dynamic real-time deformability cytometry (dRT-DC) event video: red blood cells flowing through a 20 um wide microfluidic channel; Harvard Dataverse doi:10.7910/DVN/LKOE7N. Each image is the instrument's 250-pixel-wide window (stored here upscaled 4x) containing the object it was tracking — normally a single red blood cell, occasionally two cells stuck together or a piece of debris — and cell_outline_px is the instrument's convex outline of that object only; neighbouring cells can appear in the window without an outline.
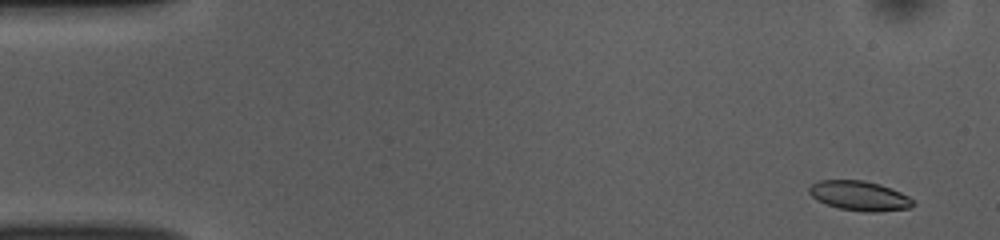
{"species": "common noctule bat (a hibernating species)", "species_latin": "Nyctalus noctula", "temperature_condition": "room temperature", "stored_images_in_passage": 52, "camera_frame_rate_fps": 3000, "um_per_image_px": 0.085, "animal": {"sex": "female", "body_mass_g": 10.0, "forearm_length_mm": 53.1}, "frame": {"image": 1, "passage_image": 3, "time_ms": 0.667, "image_size_px": [1000, 240], "cell_outline_px": [[916, 204], [912, 208], [876, 212], [864, 212], [840, 208], [816, 200], [808, 192], [808, 188], [812, 184], [820, 180], [864, 180], [880, 184], [892, 188], [908, 196]], "centroid_in_image_um": [73.08, 16.64], "position_along_channel_um": 11.9, "area_um2": 18.03}}
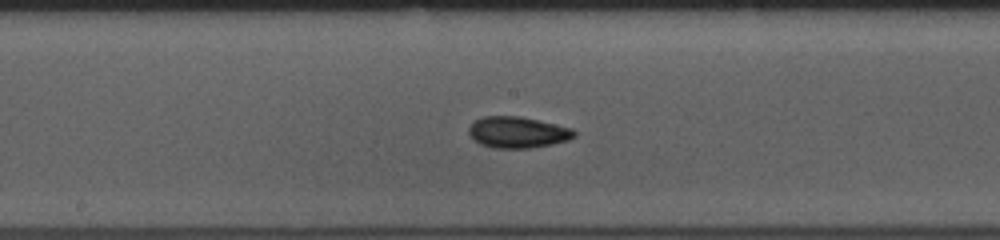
{"frame": {"image": 2, "passage_image": 27, "time_ms": 8.667, "image_size_px": [1000, 240], "cell_outline_px": [[576, 136], [568, 140], [552, 144], [528, 148], [492, 148], [480, 144], [468, 132], [468, 128], [476, 120], [484, 116], [520, 116], [572, 128], [576, 132]], "centroid_in_image_um": [44.01, 11.25], "position_along_channel_um": 204.2, "area_um2": 19.07}}
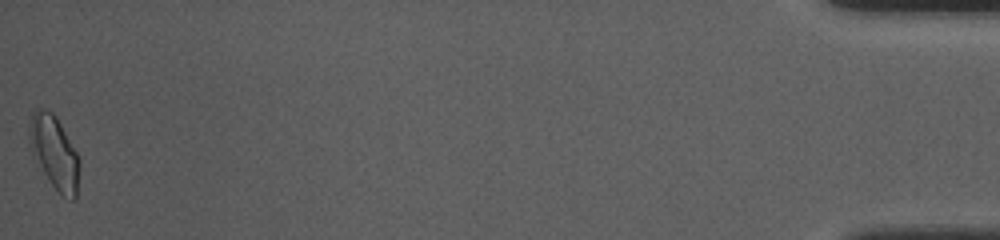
{"frame": {"image": 3, "passage_image": 52, "time_ms": 17.0, "image_size_px": [1000, 240], "cell_outline_px": [[80, 164], [76, 196], [72, 200], [64, 196], [52, 184], [32, 156], [28, 136], [28, 132], [32, 112], [36, 108], [40, 108], [52, 112], [56, 116], [76, 152], [80, 160]], "centroid_in_image_um": [4.6, 12.92], "position_along_channel_um": 430.6, "area_um2": 21.1}, "authors_computed_cell_mechanics": {"area_um2": 18.3226, "velocity_mm_per_s": 3.8531, "shape_relaxation_time_tau1_ms": 4.8228, "shape_relaxation_time_tau2_ms": 2.2991, "deformation_change_tau1": 0.1173, "deformation_change_tau2": 0.0768}}